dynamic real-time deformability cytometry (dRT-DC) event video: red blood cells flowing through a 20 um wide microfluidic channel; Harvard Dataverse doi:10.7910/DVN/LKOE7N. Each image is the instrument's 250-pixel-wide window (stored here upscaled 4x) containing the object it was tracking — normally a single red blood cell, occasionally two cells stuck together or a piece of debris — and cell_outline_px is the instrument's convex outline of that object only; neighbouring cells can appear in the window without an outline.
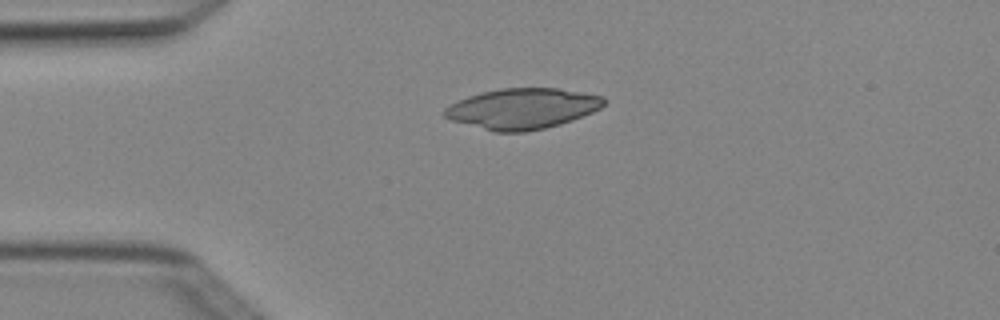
{"species": "Egyptian fruit bat (a non-hibernating species)", "species_latin": "Rousettus aegyptiacus", "temperature_condition": "cold", "stored_images_in_passage": 5, "camera_frame_rate_fps": 3000, "um_per_image_px": 0.085, "animal": {"sex": "female"}, "frame": {"image": 1, "passage_image": 5, "time_ms": 1.333, "image_size_px": [1000, 320], "cell_outline_px": [[604, 104], [600, 108], [592, 112], [572, 120], [560, 124], [544, 128], [524, 132], [492, 132], [452, 120], [444, 116], [444, 108], [468, 96], [500, 88], [556, 88], [604, 96]], "centroid_in_image_um": [44.4, 9.24], "position_along_channel_um": 40.6, "area_um2": 37.4}}